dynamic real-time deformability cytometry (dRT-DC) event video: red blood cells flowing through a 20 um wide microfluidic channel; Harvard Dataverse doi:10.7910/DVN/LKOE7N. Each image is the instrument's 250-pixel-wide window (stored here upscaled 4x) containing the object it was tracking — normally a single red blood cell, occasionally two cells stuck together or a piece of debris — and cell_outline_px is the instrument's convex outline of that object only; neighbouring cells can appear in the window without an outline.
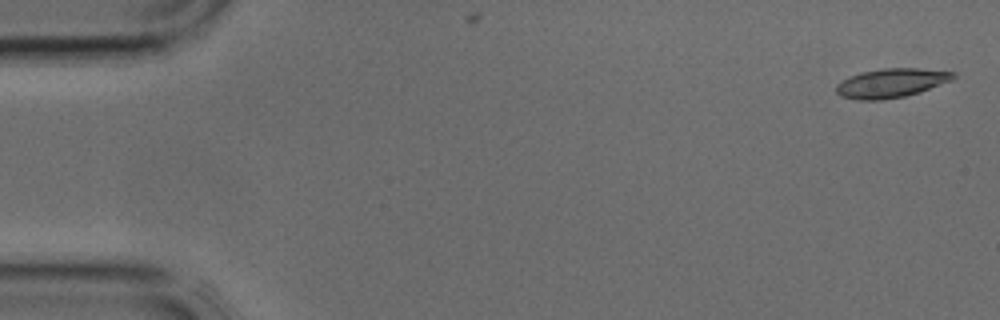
{"species": "common noctule bat (a hibernating species)", "species_latin": "Nyctalus noctula", "temperature_condition": "cold", "stored_images_in_passage": 4, "camera_frame_rate_fps": 3000, "um_per_image_px": 0.085, "animal": {"sex": "male", "body_mass_g": 17.9, "forearm_length_mm": 54.2}, "frame": {"image": 1, "passage_image": 1, "time_ms": 0.0, "image_size_px": [1000, 320], "cell_outline_px": [[956, 76], [952, 80], [920, 92], [904, 96], [880, 100], [856, 100], [840, 96], [836, 92], [836, 84], [840, 80], [860, 72], [884, 68], [920, 68], [956, 72]], "centroid_in_image_um": [75.73, 7.05], "position_along_channel_um": 9.3, "area_um2": 20.0}}